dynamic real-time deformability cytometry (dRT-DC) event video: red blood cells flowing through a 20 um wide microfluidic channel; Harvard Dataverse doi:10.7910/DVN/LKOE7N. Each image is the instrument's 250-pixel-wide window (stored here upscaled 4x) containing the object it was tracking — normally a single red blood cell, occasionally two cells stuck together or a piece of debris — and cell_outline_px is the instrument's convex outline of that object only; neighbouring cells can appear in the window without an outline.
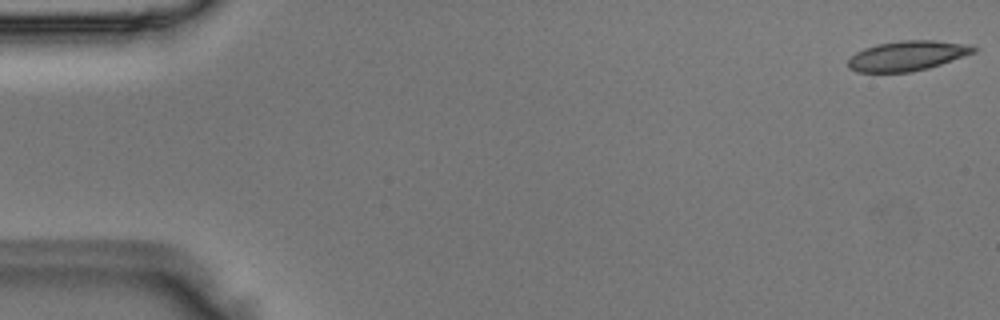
{"species": "Egyptian fruit bat (a non-hibernating species)", "species_latin": "Rousettus aegyptiacus", "temperature_condition": "room temperature", "stored_images_in_passage": 6, "camera_frame_rate_fps": 3000, "um_per_image_px": 0.085, "animal": {"sex": "male"}, "frame": {"image": 1, "passage_image": 1, "time_ms": 0.0, "image_size_px": [1000, 320], "cell_outline_px": [[980, 48], [976, 52], [928, 68], [912, 72], [856, 72], [848, 68], [848, 60], [856, 52], [864, 48], [876, 44], [900, 40], [932, 40], [968, 44]], "centroid_in_image_um": [77.12, 4.73], "position_along_channel_um": 7.9, "area_um2": 21.96}}
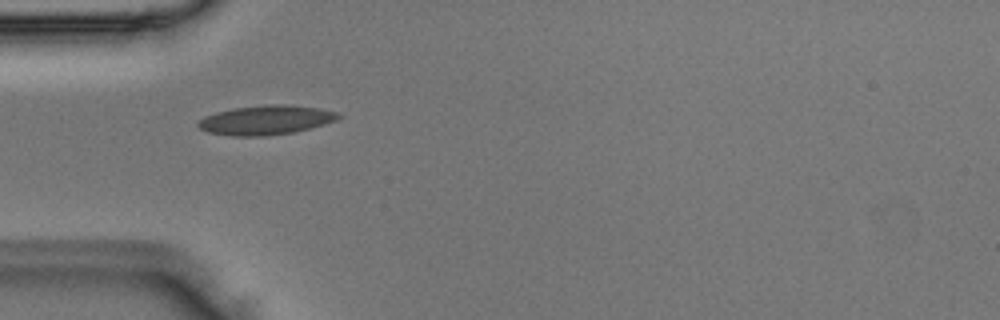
{"frame": {"image": 2, "passage_image": 5, "time_ms": 1.333, "image_size_px": [1000, 320], "cell_outline_px": [[340, 116], [336, 120], [324, 124], [292, 132], [268, 136], [232, 136], [208, 132], [200, 128], [196, 124], [204, 116], [216, 112], [232, 108], [272, 104], [284, 104], [320, 108], [336, 112]], "centroid_in_image_um": [22.56, 10.2], "position_along_channel_um": 62.4, "area_um2": 23.81}}
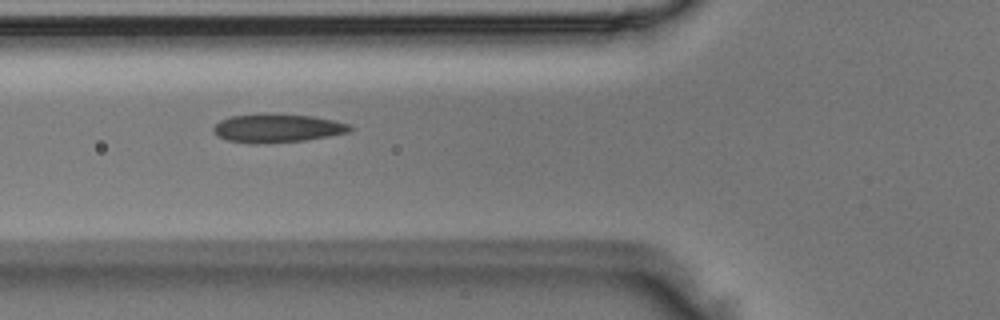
{"frame": {"image": 3, "passage_image": 6, "time_ms": 1.667, "image_size_px": [1000, 320], "cell_outline_px": [[352, 128], [348, 132], [328, 136], [304, 140], [264, 144], [252, 144], [228, 140], [216, 136], [212, 132], [212, 128], [220, 120], [232, 116], [264, 112], [312, 116], [332, 120], [348, 124]], "centroid_in_image_um": [23.49, 10.89], "position_along_channel_um": 102.3, "area_um2": 22.95}}